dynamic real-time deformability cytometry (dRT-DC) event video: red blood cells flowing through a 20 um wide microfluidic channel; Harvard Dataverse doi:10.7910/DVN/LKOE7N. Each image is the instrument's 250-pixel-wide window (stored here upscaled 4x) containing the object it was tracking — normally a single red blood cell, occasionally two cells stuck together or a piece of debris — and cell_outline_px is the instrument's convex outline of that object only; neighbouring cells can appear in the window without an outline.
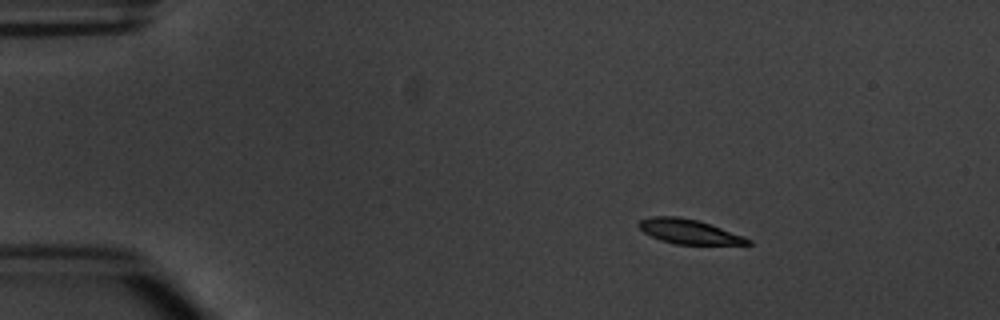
{"species": "common noctule bat (a hibernating species)", "species_latin": "Nyctalus noctula", "temperature_condition": "warm", "stored_images_in_passage": 5, "camera_frame_rate_fps": 3000, "um_per_image_px": 0.085, "animal": {"sex": "male", "body_mass_g": 20.1, "forearm_length_mm": 53.5}, "frame": {"image": 1, "passage_image": 2, "time_ms": 1.333, "image_size_px": [1000, 320], "cell_outline_px": [[752, 244], [676, 244], [660, 240], [644, 232], [636, 224], [640, 220], [652, 216], [680, 216], [696, 220], [744, 236], [752, 240]], "centroid_in_image_um": [58.53, 19.68], "position_along_channel_um": 26.5, "area_um2": 15.37}}
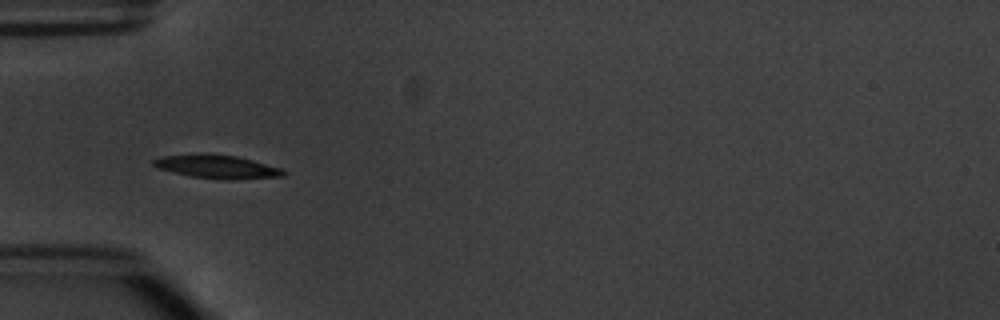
{"frame": {"image": 2, "passage_image": 4, "time_ms": 4.333, "image_size_px": [1000, 320], "cell_outline_px": [[288, 172], [284, 176], [232, 180], [228, 180], [192, 176], [156, 168], [152, 164], [152, 160], [164, 156], [208, 152], [236, 156], [284, 168]], "centroid_in_image_um": [18.5, 14.16], "position_along_channel_um": 66.5, "area_um2": 18.03}}